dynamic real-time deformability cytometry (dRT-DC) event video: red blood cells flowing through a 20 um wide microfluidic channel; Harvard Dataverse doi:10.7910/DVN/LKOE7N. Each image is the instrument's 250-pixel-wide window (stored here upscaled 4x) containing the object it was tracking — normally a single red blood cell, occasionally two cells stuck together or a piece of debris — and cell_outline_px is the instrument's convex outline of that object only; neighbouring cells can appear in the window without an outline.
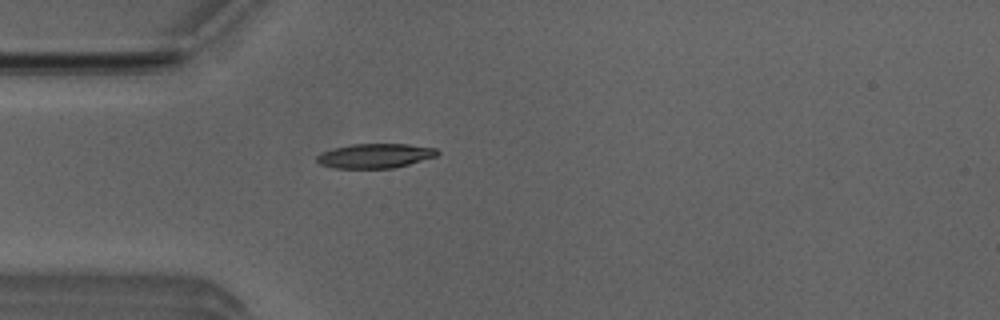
{"species": "Egyptian fruit bat (a non-hibernating species)", "species_latin": "Rousettus aegyptiacus", "temperature_condition": "room temperature", "stored_images_in_passage": 3, "camera_frame_rate_fps": 3000, "um_per_image_px": 0.085, "animal": {"sex": "male"}, "frame": {"image": 1, "passage_image": 3, "time_ms": 0.667, "image_size_px": [1000, 320], "cell_outline_px": [[440, 152], [436, 156], [408, 164], [392, 168], [336, 168], [320, 164], [316, 160], [316, 156], [320, 152], [332, 148], [352, 144], [408, 144], [436, 148]], "centroid_in_image_um": [31.85, 13.23], "position_along_channel_um": 53.1, "area_um2": 17.17}}